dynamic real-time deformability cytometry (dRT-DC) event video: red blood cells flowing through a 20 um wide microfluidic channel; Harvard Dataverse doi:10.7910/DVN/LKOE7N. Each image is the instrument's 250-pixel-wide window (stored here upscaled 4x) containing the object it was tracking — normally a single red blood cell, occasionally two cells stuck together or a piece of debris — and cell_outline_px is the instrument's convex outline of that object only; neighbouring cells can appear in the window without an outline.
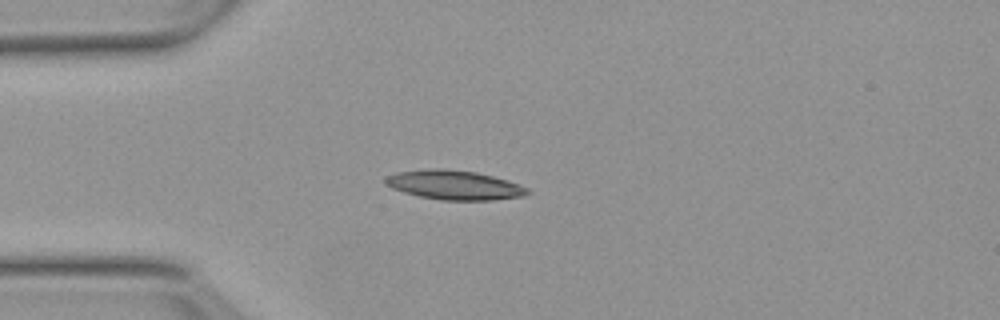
{"species": "Egyptian fruit bat (a non-hibernating species)", "species_latin": "Rousettus aegyptiacus", "temperature_condition": "warm", "stored_images_in_passage": 2, "camera_frame_rate_fps": 3000, "um_per_image_px": 0.085, "animal": {"sex": "female"}, "frame": {"image": 1, "passage_image": 2, "time_ms": 1.0, "image_size_px": [1000, 320], "cell_outline_px": [[532, 192], [524, 196], [492, 200], [440, 200], [420, 196], [404, 192], [392, 188], [384, 184], [384, 176], [396, 172], [432, 168], [444, 168], [476, 172], [508, 180], [528, 188]], "centroid_in_image_um": [38.6, 15.72], "position_along_channel_um": 46.4, "area_um2": 24.45}}